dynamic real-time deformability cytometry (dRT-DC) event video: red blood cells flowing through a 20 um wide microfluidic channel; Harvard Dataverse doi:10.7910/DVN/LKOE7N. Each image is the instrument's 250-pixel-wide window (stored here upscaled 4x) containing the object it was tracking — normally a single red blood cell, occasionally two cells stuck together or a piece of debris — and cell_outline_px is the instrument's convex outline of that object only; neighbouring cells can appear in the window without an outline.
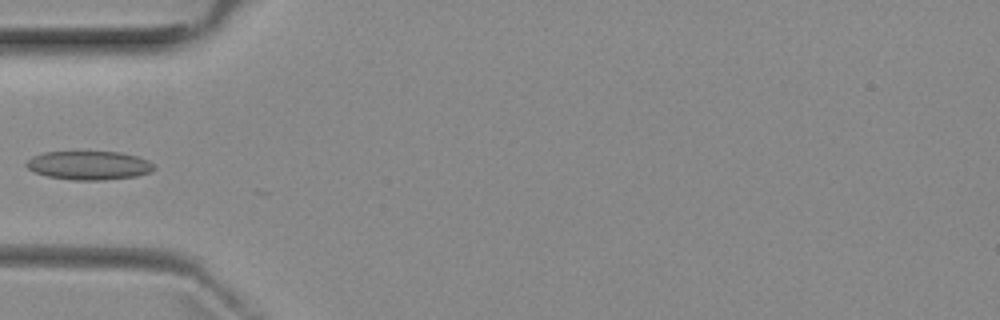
{"species": "common noctule bat (a hibernating species)", "species_latin": "Nyctalus noctula", "temperature_condition": "room temperature", "stored_images_in_passage": 3, "camera_frame_rate_fps": 3000, "um_per_image_px": 0.085, "animal": {"sex": "female", "body_mass_g": 29.2, "forearm_length_mm": 56.3}, "frame": {"image": 1, "passage_image": 3, "time_ms": 2.333, "image_size_px": [1000, 320], "cell_outline_px": [[156, 168], [152, 172], [136, 176], [104, 180], [72, 180], [48, 176], [36, 172], [28, 168], [24, 164], [32, 156], [44, 152], [120, 152], [136, 156], [148, 160]], "centroid_in_image_um": [7.58, 14.06], "position_along_channel_um": 77.4, "area_um2": 21.33}}